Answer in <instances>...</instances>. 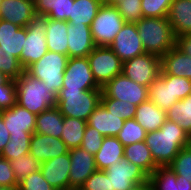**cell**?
Wrapping results in <instances>:
<instances>
[{"label":"cell","instance_id":"obj_1","mask_svg":"<svg viewBox=\"0 0 191 190\" xmlns=\"http://www.w3.org/2000/svg\"><path fill=\"white\" fill-rule=\"evenodd\" d=\"M145 142L156 165L167 167L182 148L191 145V137L176 122L166 119L160 129L147 132Z\"/></svg>","mask_w":191,"mask_h":190},{"label":"cell","instance_id":"obj_2","mask_svg":"<svg viewBox=\"0 0 191 190\" xmlns=\"http://www.w3.org/2000/svg\"><path fill=\"white\" fill-rule=\"evenodd\" d=\"M135 24L146 53L161 58L176 46V37L167 17H143Z\"/></svg>","mask_w":191,"mask_h":190},{"label":"cell","instance_id":"obj_3","mask_svg":"<svg viewBox=\"0 0 191 190\" xmlns=\"http://www.w3.org/2000/svg\"><path fill=\"white\" fill-rule=\"evenodd\" d=\"M16 103L38 115L45 110L57 107V93L49 92L45 83L26 71L16 80Z\"/></svg>","mask_w":191,"mask_h":190},{"label":"cell","instance_id":"obj_4","mask_svg":"<svg viewBox=\"0 0 191 190\" xmlns=\"http://www.w3.org/2000/svg\"><path fill=\"white\" fill-rule=\"evenodd\" d=\"M102 90H68L57 93V108L64 117L88 121L89 116L101 103Z\"/></svg>","mask_w":191,"mask_h":190},{"label":"cell","instance_id":"obj_5","mask_svg":"<svg viewBox=\"0 0 191 190\" xmlns=\"http://www.w3.org/2000/svg\"><path fill=\"white\" fill-rule=\"evenodd\" d=\"M69 57L60 53L47 51L37 62L25 71L45 83L49 92L58 93L62 89L63 76Z\"/></svg>","mask_w":191,"mask_h":190},{"label":"cell","instance_id":"obj_6","mask_svg":"<svg viewBox=\"0 0 191 190\" xmlns=\"http://www.w3.org/2000/svg\"><path fill=\"white\" fill-rule=\"evenodd\" d=\"M124 24L116 6L102 4L90 26L94 44L109 46Z\"/></svg>","mask_w":191,"mask_h":190},{"label":"cell","instance_id":"obj_7","mask_svg":"<svg viewBox=\"0 0 191 190\" xmlns=\"http://www.w3.org/2000/svg\"><path fill=\"white\" fill-rule=\"evenodd\" d=\"M87 58L93 78L100 88L122 73L123 62L109 46H96Z\"/></svg>","mask_w":191,"mask_h":190},{"label":"cell","instance_id":"obj_8","mask_svg":"<svg viewBox=\"0 0 191 190\" xmlns=\"http://www.w3.org/2000/svg\"><path fill=\"white\" fill-rule=\"evenodd\" d=\"M47 18L36 16L26 27V39L20 57V64L26 70L47 53Z\"/></svg>","mask_w":191,"mask_h":190},{"label":"cell","instance_id":"obj_9","mask_svg":"<svg viewBox=\"0 0 191 190\" xmlns=\"http://www.w3.org/2000/svg\"><path fill=\"white\" fill-rule=\"evenodd\" d=\"M111 182V190H133L148 183L149 176L137 165L122 157L119 162L104 170Z\"/></svg>","mask_w":191,"mask_h":190},{"label":"cell","instance_id":"obj_10","mask_svg":"<svg viewBox=\"0 0 191 190\" xmlns=\"http://www.w3.org/2000/svg\"><path fill=\"white\" fill-rule=\"evenodd\" d=\"M160 72L161 58L150 53L125 61L122 68V73L126 77L145 87H149Z\"/></svg>","mask_w":191,"mask_h":190},{"label":"cell","instance_id":"obj_11","mask_svg":"<svg viewBox=\"0 0 191 190\" xmlns=\"http://www.w3.org/2000/svg\"><path fill=\"white\" fill-rule=\"evenodd\" d=\"M102 92L109 98L130 102L136 106L148 100V87L134 82L123 73L103 86Z\"/></svg>","mask_w":191,"mask_h":190},{"label":"cell","instance_id":"obj_12","mask_svg":"<svg viewBox=\"0 0 191 190\" xmlns=\"http://www.w3.org/2000/svg\"><path fill=\"white\" fill-rule=\"evenodd\" d=\"M62 89L102 90L93 78L87 57L68 59L63 76Z\"/></svg>","mask_w":191,"mask_h":190},{"label":"cell","instance_id":"obj_13","mask_svg":"<svg viewBox=\"0 0 191 190\" xmlns=\"http://www.w3.org/2000/svg\"><path fill=\"white\" fill-rule=\"evenodd\" d=\"M109 47L123 63L146 53L136 24L130 22H125Z\"/></svg>","mask_w":191,"mask_h":190},{"label":"cell","instance_id":"obj_14","mask_svg":"<svg viewBox=\"0 0 191 190\" xmlns=\"http://www.w3.org/2000/svg\"><path fill=\"white\" fill-rule=\"evenodd\" d=\"M69 188H81L85 181L97 171L95 158L81 147L69 149Z\"/></svg>","mask_w":191,"mask_h":190},{"label":"cell","instance_id":"obj_15","mask_svg":"<svg viewBox=\"0 0 191 190\" xmlns=\"http://www.w3.org/2000/svg\"><path fill=\"white\" fill-rule=\"evenodd\" d=\"M29 153L42 163L69 153V148L60 138L33 133L30 140Z\"/></svg>","mask_w":191,"mask_h":190},{"label":"cell","instance_id":"obj_16","mask_svg":"<svg viewBox=\"0 0 191 190\" xmlns=\"http://www.w3.org/2000/svg\"><path fill=\"white\" fill-rule=\"evenodd\" d=\"M70 165V155L66 153L42 162L40 171L55 190H64L69 189Z\"/></svg>","mask_w":191,"mask_h":190},{"label":"cell","instance_id":"obj_17","mask_svg":"<svg viewBox=\"0 0 191 190\" xmlns=\"http://www.w3.org/2000/svg\"><path fill=\"white\" fill-rule=\"evenodd\" d=\"M3 122L10 135L33 134L36 127V114L28 111L19 104L0 111Z\"/></svg>","mask_w":191,"mask_h":190},{"label":"cell","instance_id":"obj_18","mask_svg":"<svg viewBox=\"0 0 191 190\" xmlns=\"http://www.w3.org/2000/svg\"><path fill=\"white\" fill-rule=\"evenodd\" d=\"M36 16L32 0H3L0 4V19L19 27H27Z\"/></svg>","mask_w":191,"mask_h":190},{"label":"cell","instance_id":"obj_19","mask_svg":"<svg viewBox=\"0 0 191 190\" xmlns=\"http://www.w3.org/2000/svg\"><path fill=\"white\" fill-rule=\"evenodd\" d=\"M67 35L69 58L87 57L96 47L88 25L68 23Z\"/></svg>","mask_w":191,"mask_h":190},{"label":"cell","instance_id":"obj_20","mask_svg":"<svg viewBox=\"0 0 191 190\" xmlns=\"http://www.w3.org/2000/svg\"><path fill=\"white\" fill-rule=\"evenodd\" d=\"M26 39V27L0 19V49L19 59Z\"/></svg>","mask_w":191,"mask_h":190},{"label":"cell","instance_id":"obj_21","mask_svg":"<svg viewBox=\"0 0 191 190\" xmlns=\"http://www.w3.org/2000/svg\"><path fill=\"white\" fill-rule=\"evenodd\" d=\"M124 121L119 116L110 113L101 103L89 116L87 124L96 128L104 137H116L124 125Z\"/></svg>","mask_w":191,"mask_h":190},{"label":"cell","instance_id":"obj_22","mask_svg":"<svg viewBox=\"0 0 191 190\" xmlns=\"http://www.w3.org/2000/svg\"><path fill=\"white\" fill-rule=\"evenodd\" d=\"M167 19L175 37L191 34V0H172Z\"/></svg>","mask_w":191,"mask_h":190},{"label":"cell","instance_id":"obj_23","mask_svg":"<svg viewBox=\"0 0 191 190\" xmlns=\"http://www.w3.org/2000/svg\"><path fill=\"white\" fill-rule=\"evenodd\" d=\"M161 74L185 77L191 80V57L176 46L161 57Z\"/></svg>","mask_w":191,"mask_h":190},{"label":"cell","instance_id":"obj_24","mask_svg":"<svg viewBox=\"0 0 191 190\" xmlns=\"http://www.w3.org/2000/svg\"><path fill=\"white\" fill-rule=\"evenodd\" d=\"M148 100L164 111H168L174 103L179 101L173 98L172 75L160 73L148 87Z\"/></svg>","mask_w":191,"mask_h":190},{"label":"cell","instance_id":"obj_25","mask_svg":"<svg viewBox=\"0 0 191 190\" xmlns=\"http://www.w3.org/2000/svg\"><path fill=\"white\" fill-rule=\"evenodd\" d=\"M134 119L146 132H151L161 128L167 115L166 111L160 109L151 100H147L137 106Z\"/></svg>","mask_w":191,"mask_h":190},{"label":"cell","instance_id":"obj_26","mask_svg":"<svg viewBox=\"0 0 191 190\" xmlns=\"http://www.w3.org/2000/svg\"><path fill=\"white\" fill-rule=\"evenodd\" d=\"M152 190H191V182L176 175L168 166L158 167L148 179Z\"/></svg>","mask_w":191,"mask_h":190},{"label":"cell","instance_id":"obj_27","mask_svg":"<svg viewBox=\"0 0 191 190\" xmlns=\"http://www.w3.org/2000/svg\"><path fill=\"white\" fill-rule=\"evenodd\" d=\"M124 157V146L114 136L104 137L101 148L94 155L97 170H105Z\"/></svg>","mask_w":191,"mask_h":190},{"label":"cell","instance_id":"obj_28","mask_svg":"<svg viewBox=\"0 0 191 190\" xmlns=\"http://www.w3.org/2000/svg\"><path fill=\"white\" fill-rule=\"evenodd\" d=\"M68 22L47 18L46 45L52 52L68 56Z\"/></svg>","mask_w":191,"mask_h":190},{"label":"cell","instance_id":"obj_29","mask_svg":"<svg viewBox=\"0 0 191 190\" xmlns=\"http://www.w3.org/2000/svg\"><path fill=\"white\" fill-rule=\"evenodd\" d=\"M124 157L127 161L137 165L148 176L158 168L145 141L124 146Z\"/></svg>","mask_w":191,"mask_h":190},{"label":"cell","instance_id":"obj_30","mask_svg":"<svg viewBox=\"0 0 191 190\" xmlns=\"http://www.w3.org/2000/svg\"><path fill=\"white\" fill-rule=\"evenodd\" d=\"M64 116L57 107H52L36 116L35 133L61 138Z\"/></svg>","mask_w":191,"mask_h":190},{"label":"cell","instance_id":"obj_31","mask_svg":"<svg viewBox=\"0 0 191 190\" xmlns=\"http://www.w3.org/2000/svg\"><path fill=\"white\" fill-rule=\"evenodd\" d=\"M71 3H74V0H36L35 12L37 16L68 22Z\"/></svg>","mask_w":191,"mask_h":190},{"label":"cell","instance_id":"obj_32","mask_svg":"<svg viewBox=\"0 0 191 190\" xmlns=\"http://www.w3.org/2000/svg\"><path fill=\"white\" fill-rule=\"evenodd\" d=\"M102 4V0H74V3H71L68 23L91 26Z\"/></svg>","mask_w":191,"mask_h":190},{"label":"cell","instance_id":"obj_33","mask_svg":"<svg viewBox=\"0 0 191 190\" xmlns=\"http://www.w3.org/2000/svg\"><path fill=\"white\" fill-rule=\"evenodd\" d=\"M87 121L78 118L64 117L61 140L69 149L81 146Z\"/></svg>","mask_w":191,"mask_h":190},{"label":"cell","instance_id":"obj_34","mask_svg":"<svg viewBox=\"0 0 191 190\" xmlns=\"http://www.w3.org/2000/svg\"><path fill=\"white\" fill-rule=\"evenodd\" d=\"M166 115L167 119L176 122L191 137V95L174 103Z\"/></svg>","mask_w":191,"mask_h":190},{"label":"cell","instance_id":"obj_35","mask_svg":"<svg viewBox=\"0 0 191 190\" xmlns=\"http://www.w3.org/2000/svg\"><path fill=\"white\" fill-rule=\"evenodd\" d=\"M31 136L32 134L10 135V140L5 145L0 156L11 161L18 159L22 155L29 154Z\"/></svg>","mask_w":191,"mask_h":190},{"label":"cell","instance_id":"obj_36","mask_svg":"<svg viewBox=\"0 0 191 190\" xmlns=\"http://www.w3.org/2000/svg\"><path fill=\"white\" fill-rule=\"evenodd\" d=\"M147 132L136 122L134 118L124 121V125L118 135L117 139L123 146L133 144L140 141H145Z\"/></svg>","mask_w":191,"mask_h":190},{"label":"cell","instance_id":"obj_37","mask_svg":"<svg viewBox=\"0 0 191 190\" xmlns=\"http://www.w3.org/2000/svg\"><path fill=\"white\" fill-rule=\"evenodd\" d=\"M101 104L110 112L123 120L132 119L135 116L137 106L126 101L107 97L103 92Z\"/></svg>","mask_w":191,"mask_h":190},{"label":"cell","instance_id":"obj_38","mask_svg":"<svg viewBox=\"0 0 191 190\" xmlns=\"http://www.w3.org/2000/svg\"><path fill=\"white\" fill-rule=\"evenodd\" d=\"M10 164L18 183L32 173L40 170L41 167V163L30 153L22 155L18 159L11 160Z\"/></svg>","mask_w":191,"mask_h":190},{"label":"cell","instance_id":"obj_39","mask_svg":"<svg viewBox=\"0 0 191 190\" xmlns=\"http://www.w3.org/2000/svg\"><path fill=\"white\" fill-rule=\"evenodd\" d=\"M168 167L183 180L191 182V145L182 148Z\"/></svg>","mask_w":191,"mask_h":190},{"label":"cell","instance_id":"obj_40","mask_svg":"<svg viewBox=\"0 0 191 190\" xmlns=\"http://www.w3.org/2000/svg\"><path fill=\"white\" fill-rule=\"evenodd\" d=\"M0 71L10 80H16L25 70L18 58L0 49Z\"/></svg>","mask_w":191,"mask_h":190},{"label":"cell","instance_id":"obj_41","mask_svg":"<svg viewBox=\"0 0 191 190\" xmlns=\"http://www.w3.org/2000/svg\"><path fill=\"white\" fill-rule=\"evenodd\" d=\"M115 6L125 22L136 23L143 18L141 0H121Z\"/></svg>","mask_w":191,"mask_h":190},{"label":"cell","instance_id":"obj_42","mask_svg":"<svg viewBox=\"0 0 191 190\" xmlns=\"http://www.w3.org/2000/svg\"><path fill=\"white\" fill-rule=\"evenodd\" d=\"M172 0H141L143 17H167Z\"/></svg>","mask_w":191,"mask_h":190},{"label":"cell","instance_id":"obj_43","mask_svg":"<svg viewBox=\"0 0 191 190\" xmlns=\"http://www.w3.org/2000/svg\"><path fill=\"white\" fill-rule=\"evenodd\" d=\"M104 136L96 129L87 124L81 148L95 155L101 148Z\"/></svg>","mask_w":191,"mask_h":190},{"label":"cell","instance_id":"obj_44","mask_svg":"<svg viewBox=\"0 0 191 190\" xmlns=\"http://www.w3.org/2000/svg\"><path fill=\"white\" fill-rule=\"evenodd\" d=\"M19 190H55L43 177L40 170L24 178L18 185Z\"/></svg>","mask_w":191,"mask_h":190},{"label":"cell","instance_id":"obj_45","mask_svg":"<svg viewBox=\"0 0 191 190\" xmlns=\"http://www.w3.org/2000/svg\"><path fill=\"white\" fill-rule=\"evenodd\" d=\"M81 190H111V182L105 171H95L81 186Z\"/></svg>","mask_w":191,"mask_h":190},{"label":"cell","instance_id":"obj_46","mask_svg":"<svg viewBox=\"0 0 191 190\" xmlns=\"http://www.w3.org/2000/svg\"><path fill=\"white\" fill-rule=\"evenodd\" d=\"M16 104V82L9 80L0 86V111L9 109Z\"/></svg>","mask_w":191,"mask_h":190},{"label":"cell","instance_id":"obj_47","mask_svg":"<svg viewBox=\"0 0 191 190\" xmlns=\"http://www.w3.org/2000/svg\"><path fill=\"white\" fill-rule=\"evenodd\" d=\"M18 185L10 161L0 156V186L18 188Z\"/></svg>","mask_w":191,"mask_h":190},{"label":"cell","instance_id":"obj_48","mask_svg":"<svg viewBox=\"0 0 191 190\" xmlns=\"http://www.w3.org/2000/svg\"><path fill=\"white\" fill-rule=\"evenodd\" d=\"M173 98L182 100L191 94V80L172 75Z\"/></svg>","mask_w":191,"mask_h":190},{"label":"cell","instance_id":"obj_49","mask_svg":"<svg viewBox=\"0 0 191 190\" xmlns=\"http://www.w3.org/2000/svg\"><path fill=\"white\" fill-rule=\"evenodd\" d=\"M176 47L191 57V34L176 37Z\"/></svg>","mask_w":191,"mask_h":190},{"label":"cell","instance_id":"obj_50","mask_svg":"<svg viewBox=\"0 0 191 190\" xmlns=\"http://www.w3.org/2000/svg\"><path fill=\"white\" fill-rule=\"evenodd\" d=\"M10 140V132L6 128L2 115L0 113V154L4 150L5 145L9 142Z\"/></svg>","mask_w":191,"mask_h":190},{"label":"cell","instance_id":"obj_51","mask_svg":"<svg viewBox=\"0 0 191 190\" xmlns=\"http://www.w3.org/2000/svg\"><path fill=\"white\" fill-rule=\"evenodd\" d=\"M133 190H152L151 185L148 183L137 186L135 189Z\"/></svg>","mask_w":191,"mask_h":190},{"label":"cell","instance_id":"obj_52","mask_svg":"<svg viewBox=\"0 0 191 190\" xmlns=\"http://www.w3.org/2000/svg\"><path fill=\"white\" fill-rule=\"evenodd\" d=\"M10 79L0 71V86L6 84Z\"/></svg>","mask_w":191,"mask_h":190},{"label":"cell","instance_id":"obj_53","mask_svg":"<svg viewBox=\"0 0 191 190\" xmlns=\"http://www.w3.org/2000/svg\"><path fill=\"white\" fill-rule=\"evenodd\" d=\"M121 0H102L103 4L106 5H116L118 2H120Z\"/></svg>","mask_w":191,"mask_h":190},{"label":"cell","instance_id":"obj_54","mask_svg":"<svg viewBox=\"0 0 191 190\" xmlns=\"http://www.w3.org/2000/svg\"><path fill=\"white\" fill-rule=\"evenodd\" d=\"M0 190H19V189H18V188H15V187L0 186Z\"/></svg>","mask_w":191,"mask_h":190},{"label":"cell","instance_id":"obj_55","mask_svg":"<svg viewBox=\"0 0 191 190\" xmlns=\"http://www.w3.org/2000/svg\"><path fill=\"white\" fill-rule=\"evenodd\" d=\"M64 190H81L80 188H69V189H64Z\"/></svg>","mask_w":191,"mask_h":190}]
</instances>
